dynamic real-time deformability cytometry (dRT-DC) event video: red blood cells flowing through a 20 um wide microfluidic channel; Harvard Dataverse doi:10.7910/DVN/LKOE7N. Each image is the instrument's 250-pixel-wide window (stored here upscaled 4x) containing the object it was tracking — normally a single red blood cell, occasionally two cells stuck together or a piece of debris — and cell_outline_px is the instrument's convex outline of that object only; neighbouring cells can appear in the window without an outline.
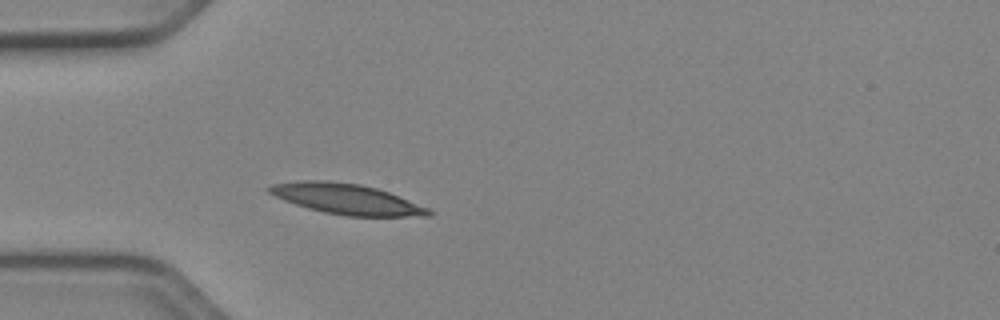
{"species": "Egyptian fruit bat (a non-hibernating species)", "species_latin": "Rousettus aegyptiacus", "temperature_condition": "cold", "stored_images_in_passage": 37, "camera_frame_rate_fps": 3000, "um_per_image_px": 0.085, "animal": {"sex": "female"}, "frame": {"image": 1, "passage_image": 1, "time_ms": 0.0, "image_size_px": [1000, 320], "cell_outline_px": [[432, 216], [348, 216], [324, 212], [308, 208], [284, 200], [268, 192], [264, 188], [272, 184], [300, 180], [328, 180], [360, 184], [376, 188], [388, 192], [428, 208], [432, 212]], "centroid_in_image_um": [29.41, 16.9], "position_along_channel_um": 55.6, "area_um2": 28.09}}
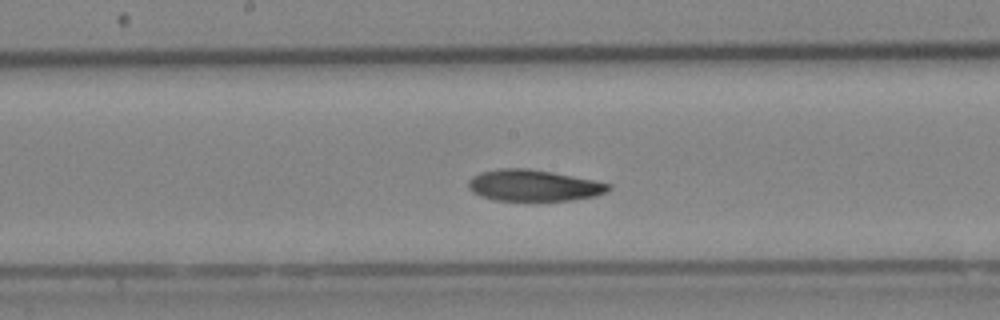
{"frame": {"image": 2, "passage_image": 13, "time_ms": 4.0, "image_size_px": [1000, 320], "cell_outline_px": [[612, 188], [608, 192], [596, 196], [572, 200], [496, 200], [480, 196], [472, 192], [468, 188], [468, 180], [472, 176], [480, 172], [500, 168], [528, 168], [552, 172], [612, 184]], "centroid_in_image_um": [45.35, 15.76], "position_along_channel_um": 202.8, "area_um2": 25.66}}
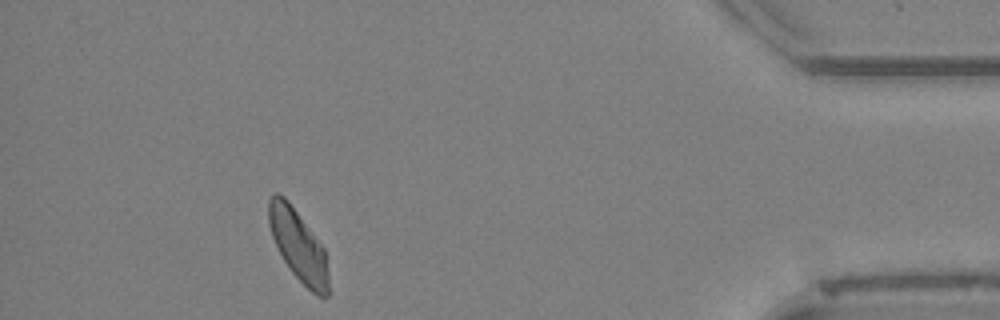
{"frame": {"image": 3, "passage_image": 33, "time_ms": 10.667, "image_size_px": [1000, 320], "cell_outline_px": [[328, 296], [316, 296], [292, 272], [284, 260], [272, 236], [268, 224], [268, 200], [276, 192], [284, 196], [288, 200], [324, 248], [328, 272]], "centroid_in_image_um": [25.34, 20.84], "position_along_channel_um": 409.9, "area_um2": 24.39}, "authors_computed_cell_mechanics": {"area_um2": 25.5476, "velocity_mm_per_s": 3.8944, "shape_relaxation_time_tau1_ms": 5.9233, "shape_relaxation_time_tau2_ms": 4.1566, "deformation_change_tau1": 0.1548, "deformation_change_tau2": 0.1017}}